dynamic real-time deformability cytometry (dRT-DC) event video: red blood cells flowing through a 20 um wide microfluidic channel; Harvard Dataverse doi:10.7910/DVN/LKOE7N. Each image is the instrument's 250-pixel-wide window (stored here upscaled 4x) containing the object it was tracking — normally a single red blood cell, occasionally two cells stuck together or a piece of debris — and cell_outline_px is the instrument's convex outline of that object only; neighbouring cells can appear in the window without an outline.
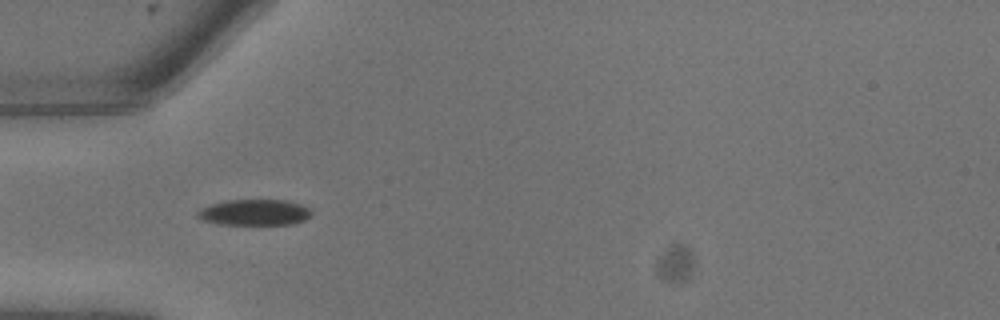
{"species": "common noctule bat (a hibernating species)", "species_latin": "Nyctalus noctula", "temperature_condition": "warm", "stored_images_in_passage": 8, "camera_frame_rate_fps": 3000, "um_per_image_px": 0.085, "animal": {"sex": "male", "body_mass_g": 13.3}, "frame": {"image": 1, "passage_image": 4, "time_ms": 1.0, "image_size_px": [1000, 320], "cell_outline_px": [[312, 212], [304, 220], [292, 224], [220, 224], [200, 220], [196, 216], [196, 212], [200, 208], [208, 204], [224, 200], [284, 200], [300, 204], [308, 208]], "centroid_in_image_um": [21.54, 18.05], "position_along_channel_um": 63.5, "area_um2": 17.28}}